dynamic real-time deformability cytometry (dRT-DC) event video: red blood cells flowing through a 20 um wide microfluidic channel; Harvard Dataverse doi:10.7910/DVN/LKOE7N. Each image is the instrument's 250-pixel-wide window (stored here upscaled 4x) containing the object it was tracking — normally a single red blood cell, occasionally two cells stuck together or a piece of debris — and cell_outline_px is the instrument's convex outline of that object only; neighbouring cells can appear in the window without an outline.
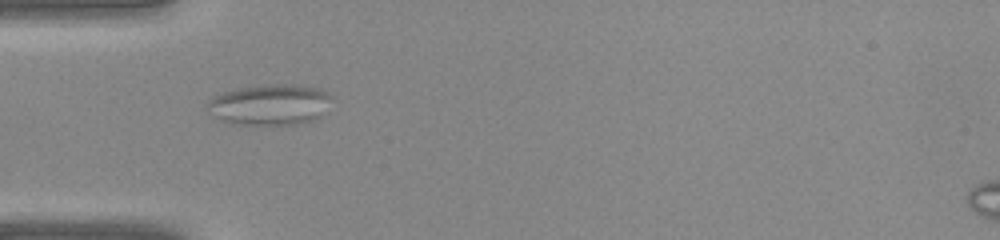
{"species": "common noctule bat (a hibernating species)", "species_latin": "Nyctalus noctula", "temperature_condition": "warm", "stored_images_in_passage": 36, "camera_frame_rate_fps": 3000, "um_per_image_px": 0.085, "animal": {"sex": "female", "body_mass_g": 22.0, "forearm_length_mm": 56.7}, "frame": {"image": 1, "passage_image": 8, "time_ms": 2.333, "image_size_px": [1000, 240], "cell_outline_px": [[328, 96], [320, 116], [312, 120], [296, 124], [236, 124], [220, 120], [212, 116], [204, 104], [212, 96], [236, 88], [264, 84], [296, 84], [320, 88], [328, 92]], "centroid_in_image_um": [22.82, 8.87], "position_along_channel_um": 62.2, "area_um2": 29.42}}
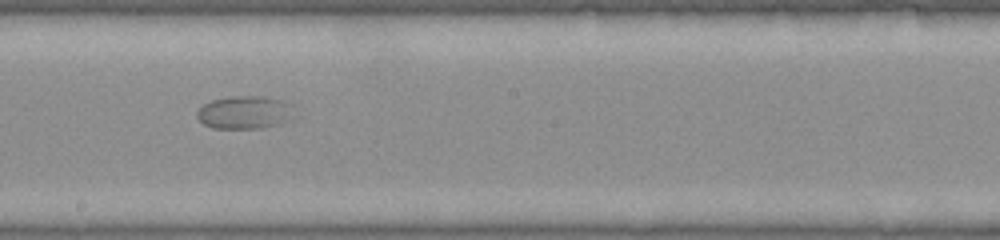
{"frame": {"image": 2, "passage_image": 18, "time_ms": 5.667, "image_size_px": [1000, 240], "cell_outline_px": [[284, 104], [280, 120], [276, 124], [260, 128], [212, 128], [204, 124], [196, 116], [196, 112], [204, 104], [212, 100], [232, 96], [260, 96], [284, 100]], "centroid_in_image_um": [20.51, 9.54], "position_along_channel_um": 227.7, "area_um2": 17.22}}
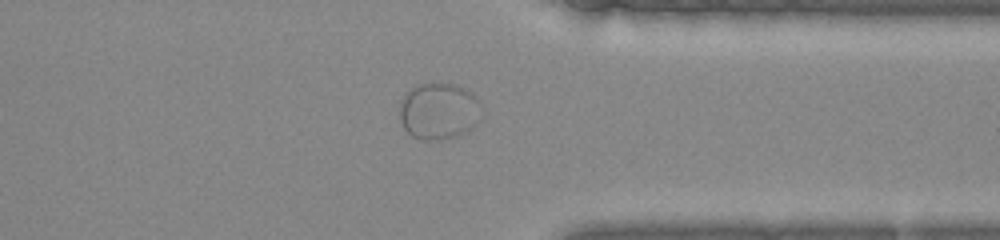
{"frame": {"image": 3, "passage_image": 27, "time_ms": 8.667, "image_size_px": [1000, 240], "cell_outline_px": [[484, 108], [480, 120], [472, 128], [456, 136], [440, 140], [420, 140], [412, 136], [404, 128], [400, 120], [400, 108], [404, 96], [416, 84], [456, 84], [472, 92]], "centroid_in_image_um": [37.35, 9.46], "position_along_channel_um": 374.1, "area_um2": 27.22}}